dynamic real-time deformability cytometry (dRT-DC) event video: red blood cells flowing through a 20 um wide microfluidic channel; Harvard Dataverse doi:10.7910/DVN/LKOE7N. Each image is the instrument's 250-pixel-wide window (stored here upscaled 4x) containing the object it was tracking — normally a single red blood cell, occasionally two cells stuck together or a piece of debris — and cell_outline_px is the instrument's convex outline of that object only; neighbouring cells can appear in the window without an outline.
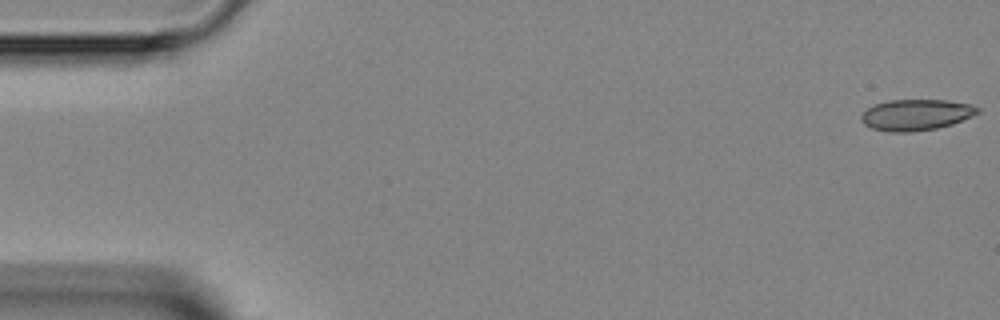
{"species": "Egyptian fruit bat (a non-hibernating species)", "species_latin": "Rousettus aegyptiacus", "temperature_condition": "room temperature", "stored_images_in_passage": 6, "camera_frame_rate_fps": 3000, "um_per_image_px": 0.085, "animal": {"sex": "female"}, "frame": {"image": 1, "passage_image": 1, "time_ms": 0.0, "image_size_px": [1000, 320], "cell_outline_px": [[980, 112], [972, 116], [952, 124], [936, 128], [908, 132], [888, 132], [872, 128], [864, 124], [860, 120], [860, 116], [868, 108], [876, 104], [888, 100], [948, 100], [972, 104], [980, 108]], "centroid_in_image_um": [77.88, 9.75], "position_along_channel_um": 7.1, "area_um2": 21.1}}